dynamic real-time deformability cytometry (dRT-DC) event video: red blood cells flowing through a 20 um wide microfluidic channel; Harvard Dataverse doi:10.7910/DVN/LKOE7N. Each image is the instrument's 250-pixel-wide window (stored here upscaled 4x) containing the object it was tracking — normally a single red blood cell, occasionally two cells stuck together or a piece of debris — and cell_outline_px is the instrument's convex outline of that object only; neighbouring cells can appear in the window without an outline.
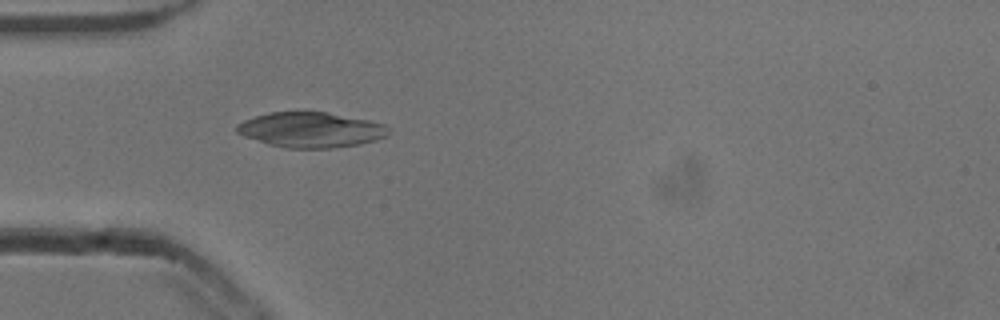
{"species": "common noctule bat (a hibernating species)", "species_latin": "Nyctalus noctula", "temperature_condition": "cold", "stored_images_in_passage": 53, "camera_frame_rate_fps": 3000, "um_per_image_px": 0.085, "animal": {"sex": "male", "body_mass_g": 13.3}, "frame": {"image": 1, "passage_image": 16, "time_ms": 5.0, "image_size_px": [1000, 320], "cell_outline_px": [[392, 132], [388, 136], [376, 140], [360, 144], [332, 148], [288, 148], [268, 144], [244, 136], [236, 132], [236, 124], [244, 120], [268, 112], [328, 112], [368, 120], [384, 124], [392, 128]], "centroid_in_image_um": [26.47, 11.03], "position_along_channel_um": 58.5, "area_um2": 31.33}}
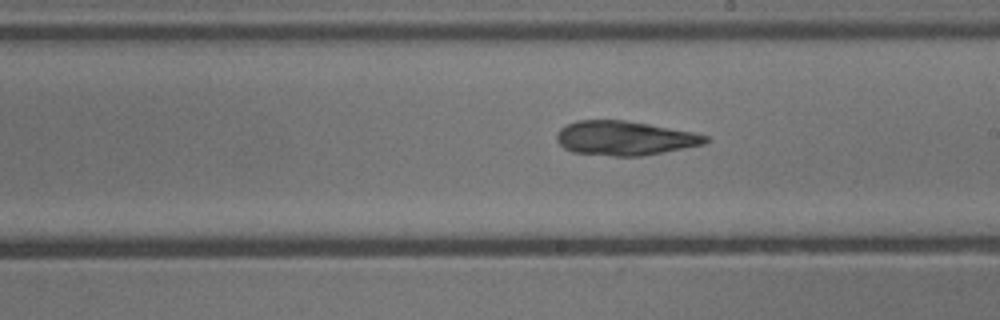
{"frame": {"image": 2, "passage_image": 30, "time_ms": 9.667, "image_size_px": [1000, 320], "cell_outline_px": [[708, 140], [704, 144], [664, 152], [640, 156], [612, 156], [572, 152], [564, 148], [556, 140], [556, 132], [560, 128], [576, 120], [624, 120], [648, 124], [692, 132], [708, 136]], "centroid_in_image_um": [53.05, 11.74], "position_along_channel_um": 236.0, "area_um2": 29.59}}
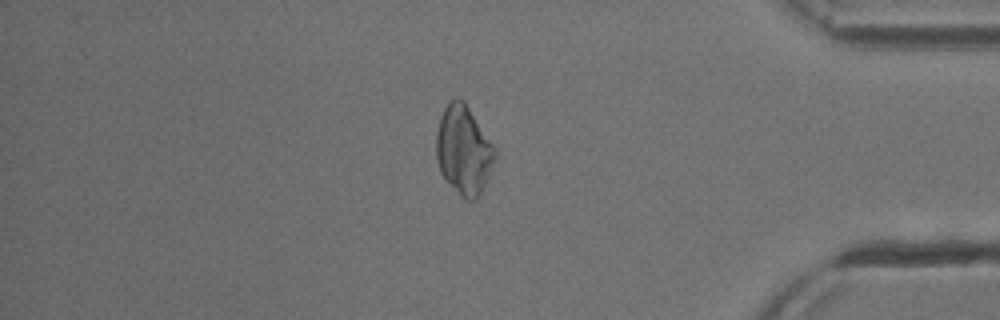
{"frame": {"image": 3, "passage_image": 45, "time_ms": 14.667, "image_size_px": [1000, 320], "cell_outline_px": [[496, 156], [480, 196], [476, 200], [468, 200], [460, 196], [440, 172], [436, 156], [436, 132], [440, 116], [444, 108], [456, 96], [464, 100], [496, 148]], "centroid_in_image_um": [39.41, 12.75], "position_along_channel_um": 395.8, "area_um2": 30.4}, "authors_computed_cell_mechanics": {"area_um2": 29.9404, "velocity_mm_per_s": 3.8481, "shape_relaxation_time_tau1_ms": 5.1197, "shape_relaxation_time_tau2_ms": 3.1703, "deformation_change_tau1": 0.1154, "deformation_change_tau2": 0.0837}}